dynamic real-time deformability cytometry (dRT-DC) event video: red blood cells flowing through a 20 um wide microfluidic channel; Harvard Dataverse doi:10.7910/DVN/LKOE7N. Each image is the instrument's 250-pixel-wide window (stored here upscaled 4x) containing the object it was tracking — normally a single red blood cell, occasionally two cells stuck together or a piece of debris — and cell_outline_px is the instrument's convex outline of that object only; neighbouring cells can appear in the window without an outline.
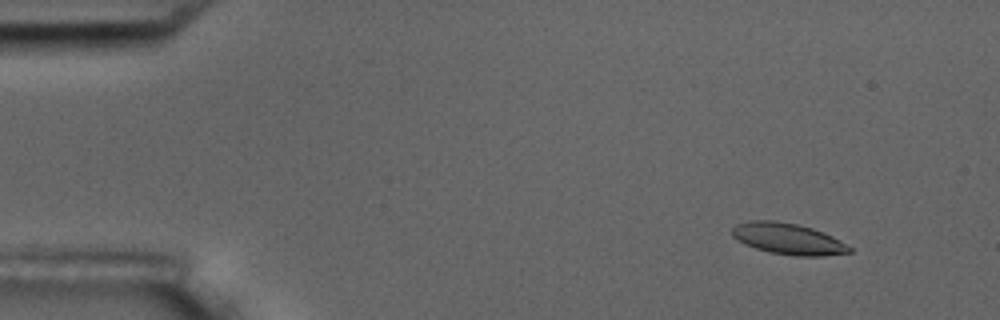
{"species": "common noctule bat (a hibernating species)", "species_latin": "Nyctalus noctula", "temperature_condition": "room temperature", "stored_images_in_passage": 5, "camera_frame_rate_fps": 3000, "um_per_image_px": 0.085, "animal": {"sex": "male", "body_mass_g": 17.5, "forearm_length_mm": 52.3}, "frame": {"image": 1, "passage_image": 1, "time_ms": 0.0, "image_size_px": [1000, 320], "cell_outline_px": [[852, 252], [824, 256], [796, 256], [768, 252], [744, 244], [736, 240], [732, 236], [732, 228], [736, 224], [752, 220], [776, 220], [796, 224], [812, 228], [824, 232], [832, 236], [852, 248]], "centroid_in_image_um": [66.96, 20.3], "position_along_channel_um": 18.0, "area_um2": 21.44}}